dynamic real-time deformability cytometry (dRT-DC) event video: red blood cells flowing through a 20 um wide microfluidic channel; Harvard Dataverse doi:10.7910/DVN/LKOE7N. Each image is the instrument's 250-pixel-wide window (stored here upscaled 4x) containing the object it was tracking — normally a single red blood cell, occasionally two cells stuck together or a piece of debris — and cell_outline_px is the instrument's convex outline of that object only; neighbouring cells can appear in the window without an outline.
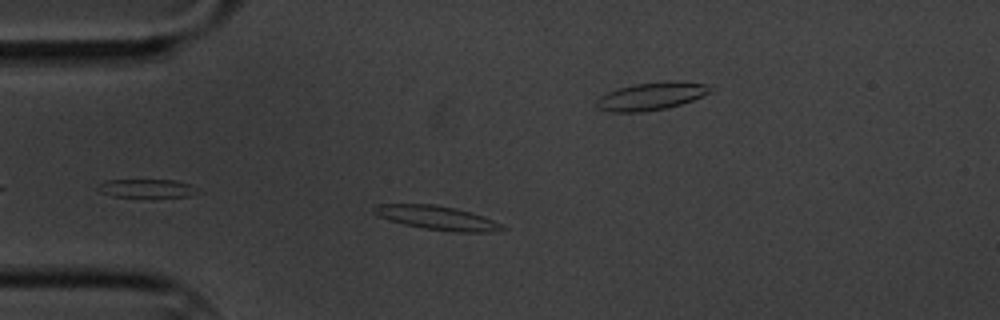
{"species": "common noctule bat (a hibernating species)", "species_latin": "Nyctalus noctula", "temperature_condition": "cold", "stored_images_in_passage": 8, "segment_of_instrument_passage": [1, 2], "camera_frame_rate_fps": 3000, "um_per_image_px": 0.085, "animal": {"sex": "male", "body_mass_g": 20.1, "forearm_length_mm": 53.5}, "frame": {"image": 1, "passage_image": 1, "time_ms": 0.0, "image_size_px": [1000, 320], "cell_outline_px": [[508, 228], [488, 232], [452, 232], [424, 228], [404, 224], [380, 216], [372, 212], [372, 208], [376, 204], [436, 204], [456, 208], [472, 212], [484, 216]], "centroid_in_image_um": [37.16, 18.5], "position_along_channel_um": 47.8, "area_um2": 17.8}}
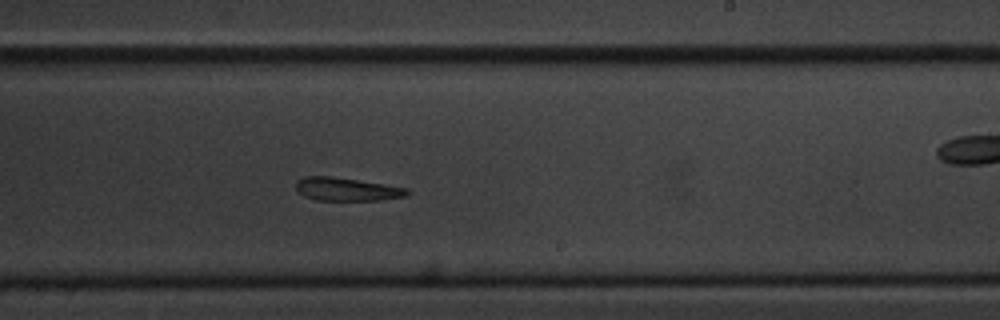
{"frame": {"image": 2, "passage_image": 7, "time_ms": 6.667, "image_size_px": [1000, 320], "cell_outline_px": [[412, 192], [408, 196], [380, 200], [316, 200], [304, 196], [296, 188], [296, 180], [304, 176], [332, 176], [384, 184], [408, 188]], "centroid_in_image_um": [29.51, 16.08], "position_along_channel_um": 259.5, "area_um2": 15.14}}